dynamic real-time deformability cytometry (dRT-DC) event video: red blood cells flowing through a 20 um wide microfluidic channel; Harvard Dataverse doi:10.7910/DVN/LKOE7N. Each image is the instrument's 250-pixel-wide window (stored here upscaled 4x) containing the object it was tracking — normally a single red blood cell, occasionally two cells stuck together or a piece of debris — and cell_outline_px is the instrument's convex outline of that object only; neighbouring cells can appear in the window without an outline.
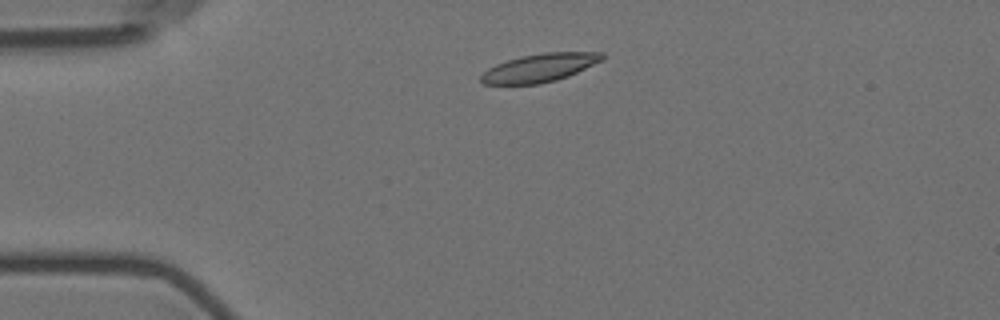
{"species": "Egyptian fruit bat (a non-hibernating species)", "species_latin": "Rousettus aegyptiacus", "temperature_condition": "room temperature", "stored_images_in_passage": 2, "camera_frame_rate_fps": 3000, "um_per_image_px": 0.085, "animal": {"sex": "female"}, "frame": {"image": 1, "passage_image": 1, "time_ms": 0.0, "image_size_px": [1000, 320], "cell_outline_px": [[604, 60], [568, 76], [556, 80], [540, 84], [484, 84], [480, 80], [480, 76], [488, 68], [496, 64], [520, 56], [544, 52], [604, 52]], "centroid_in_image_um": [45.89, 5.75], "position_along_channel_um": 39.1, "area_um2": 20.0}}